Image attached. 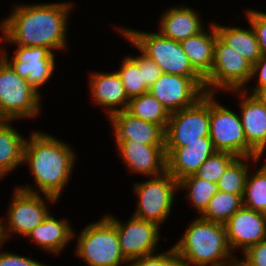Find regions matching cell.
I'll return each instance as SVG.
<instances>
[{
  "instance_id": "484cf974",
  "label": "cell",
  "mask_w": 266,
  "mask_h": 266,
  "mask_svg": "<svg viewBox=\"0 0 266 266\" xmlns=\"http://www.w3.org/2000/svg\"><path fill=\"white\" fill-rule=\"evenodd\" d=\"M126 111L141 120L159 125L164 131L170 118L168 110L150 92L131 98Z\"/></svg>"
},
{
  "instance_id": "8d00e7d4",
  "label": "cell",
  "mask_w": 266,
  "mask_h": 266,
  "mask_svg": "<svg viewBox=\"0 0 266 266\" xmlns=\"http://www.w3.org/2000/svg\"><path fill=\"white\" fill-rule=\"evenodd\" d=\"M257 74H259L257 87H254L250 94H254L260 87L266 86V54L261 55L257 62L252 65L251 79Z\"/></svg>"
},
{
  "instance_id": "8fae6325",
  "label": "cell",
  "mask_w": 266,
  "mask_h": 266,
  "mask_svg": "<svg viewBox=\"0 0 266 266\" xmlns=\"http://www.w3.org/2000/svg\"><path fill=\"white\" fill-rule=\"evenodd\" d=\"M209 93L194 105L170 113L165 129V147H184L210 135Z\"/></svg>"
},
{
  "instance_id": "30bf717a",
  "label": "cell",
  "mask_w": 266,
  "mask_h": 266,
  "mask_svg": "<svg viewBox=\"0 0 266 266\" xmlns=\"http://www.w3.org/2000/svg\"><path fill=\"white\" fill-rule=\"evenodd\" d=\"M134 184L138 208L133 216L159 226L170 214L174 194L179 191L178 181L165 171L148 181Z\"/></svg>"
},
{
  "instance_id": "7a4b0ae2",
  "label": "cell",
  "mask_w": 266,
  "mask_h": 266,
  "mask_svg": "<svg viewBox=\"0 0 266 266\" xmlns=\"http://www.w3.org/2000/svg\"><path fill=\"white\" fill-rule=\"evenodd\" d=\"M75 158L67 143L45 133L35 131L24 143L23 164H29L40 191L57 200L69 181Z\"/></svg>"
},
{
  "instance_id": "277c9868",
  "label": "cell",
  "mask_w": 266,
  "mask_h": 266,
  "mask_svg": "<svg viewBox=\"0 0 266 266\" xmlns=\"http://www.w3.org/2000/svg\"><path fill=\"white\" fill-rule=\"evenodd\" d=\"M132 45L153 60L162 73L184 77H202L191 65L180 42L164 37L161 33H145L129 28L118 29Z\"/></svg>"
},
{
  "instance_id": "74e56055",
  "label": "cell",
  "mask_w": 266,
  "mask_h": 266,
  "mask_svg": "<svg viewBox=\"0 0 266 266\" xmlns=\"http://www.w3.org/2000/svg\"><path fill=\"white\" fill-rule=\"evenodd\" d=\"M129 266H162V254H150L132 260Z\"/></svg>"
},
{
  "instance_id": "d6986e66",
  "label": "cell",
  "mask_w": 266,
  "mask_h": 266,
  "mask_svg": "<svg viewBox=\"0 0 266 266\" xmlns=\"http://www.w3.org/2000/svg\"><path fill=\"white\" fill-rule=\"evenodd\" d=\"M241 91L240 119L244 135L247 143L262 156L266 148V106L253 94L248 97L246 91Z\"/></svg>"
},
{
  "instance_id": "5bb4252c",
  "label": "cell",
  "mask_w": 266,
  "mask_h": 266,
  "mask_svg": "<svg viewBox=\"0 0 266 266\" xmlns=\"http://www.w3.org/2000/svg\"><path fill=\"white\" fill-rule=\"evenodd\" d=\"M1 56L12 66L18 76L26 81L39 93L38 88L48 81L55 69L54 53L42 46H18L11 60L4 50Z\"/></svg>"
},
{
  "instance_id": "4dcf8cb0",
  "label": "cell",
  "mask_w": 266,
  "mask_h": 266,
  "mask_svg": "<svg viewBox=\"0 0 266 266\" xmlns=\"http://www.w3.org/2000/svg\"><path fill=\"white\" fill-rule=\"evenodd\" d=\"M116 72L123 83L125 93L129 100L149 92V88L143 80L142 71L139 70L138 65L130 56L125 57L120 70Z\"/></svg>"
},
{
  "instance_id": "6da1fadb",
  "label": "cell",
  "mask_w": 266,
  "mask_h": 266,
  "mask_svg": "<svg viewBox=\"0 0 266 266\" xmlns=\"http://www.w3.org/2000/svg\"><path fill=\"white\" fill-rule=\"evenodd\" d=\"M71 6L66 2L17 5L0 24L1 40L18 46H42L51 52L66 49L65 31Z\"/></svg>"
},
{
  "instance_id": "e575fe53",
  "label": "cell",
  "mask_w": 266,
  "mask_h": 266,
  "mask_svg": "<svg viewBox=\"0 0 266 266\" xmlns=\"http://www.w3.org/2000/svg\"><path fill=\"white\" fill-rule=\"evenodd\" d=\"M242 261L237 266H266V240L250 246L245 252Z\"/></svg>"
},
{
  "instance_id": "f546056e",
  "label": "cell",
  "mask_w": 266,
  "mask_h": 266,
  "mask_svg": "<svg viewBox=\"0 0 266 266\" xmlns=\"http://www.w3.org/2000/svg\"><path fill=\"white\" fill-rule=\"evenodd\" d=\"M243 206L266 214V163L252 177L248 174Z\"/></svg>"
},
{
  "instance_id": "f1b7e54d",
  "label": "cell",
  "mask_w": 266,
  "mask_h": 266,
  "mask_svg": "<svg viewBox=\"0 0 266 266\" xmlns=\"http://www.w3.org/2000/svg\"><path fill=\"white\" fill-rule=\"evenodd\" d=\"M248 159L257 162L260 157H237L219 179L217 184L220 191L240 195L243 198L249 174V164L243 161Z\"/></svg>"
},
{
  "instance_id": "d590c367",
  "label": "cell",
  "mask_w": 266,
  "mask_h": 266,
  "mask_svg": "<svg viewBox=\"0 0 266 266\" xmlns=\"http://www.w3.org/2000/svg\"><path fill=\"white\" fill-rule=\"evenodd\" d=\"M0 266H46L33 259L17 254L2 252L0 253Z\"/></svg>"
},
{
  "instance_id": "cb8c5ba5",
  "label": "cell",
  "mask_w": 266,
  "mask_h": 266,
  "mask_svg": "<svg viewBox=\"0 0 266 266\" xmlns=\"http://www.w3.org/2000/svg\"><path fill=\"white\" fill-rule=\"evenodd\" d=\"M10 122L0 120V179L23 164L26 139L11 126Z\"/></svg>"
},
{
  "instance_id": "ab89813d",
  "label": "cell",
  "mask_w": 266,
  "mask_h": 266,
  "mask_svg": "<svg viewBox=\"0 0 266 266\" xmlns=\"http://www.w3.org/2000/svg\"><path fill=\"white\" fill-rule=\"evenodd\" d=\"M253 95L266 106V86L260 87Z\"/></svg>"
},
{
  "instance_id": "ffe728a7",
  "label": "cell",
  "mask_w": 266,
  "mask_h": 266,
  "mask_svg": "<svg viewBox=\"0 0 266 266\" xmlns=\"http://www.w3.org/2000/svg\"><path fill=\"white\" fill-rule=\"evenodd\" d=\"M90 76L91 96L95 103L108 108L106 112L109 117L116 112L126 110L129 98L117 72H94ZM118 106L120 109L117 108Z\"/></svg>"
},
{
  "instance_id": "836d02e7",
  "label": "cell",
  "mask_w": 266,
  "mask_h": 266,
  "mask_svg": "<svg viewBox=\"0 0 266 266\" xmlns=\"http://www.w3.org/2000/svg\"><path fill=\"white\" fill-rule=\"evenodd\" d=\"M247 19L255 32L262 55L266 54V13L255 10L247 11Z\"/></svg>"
},
{
  "instance_id": "2e32d148",
  "label": "cell",
  "mask_w": 266,
  "mask_h": 266,
  "mask_svg": "<svg viewBox=\"0 0 266 266\" xmlns=\"http://www.w3.org/2000/svg\"><path fill=\"white\" fill-rule=\"evenodd\" d=\"M216 150L210 137L188 143L184 147H165L166 171L177 181L195 174Z\"/></svg>"
},
{
  "instance_id": "ac0fdd59",
  "label": "cell",
  "mask_w": 266,
  "mask_h": 266,
  "mask_svg": "<svg viewBox=\"0 0 266 266\" xmlns=\"http://www.w3.org/2000/svg\"><path fill=\"white\" fill-rule=\"evenodd\" d=\"M109 118L114 128L117 147L129 139L147 145H165V131L155 123L141 120L126 110L116 112Z\"/></svg>"
},
{
  "instance_id": "d4e9b609",
  "label": "cell",
  "mask_w": 266,
  "mask_h": 266,
  "mask_svg": "<svg viewBox=\"0 0 266 266\" xmlns=\"http://www.w3.org/2000/svg\"><path fill=\"white\" fill-rule=\"evenodd\" d=\"M218 36L236 52L254 65L262 53L258 40L252 27L242 29L239 27L219 26L215 24Z\"/></svg>"
},
{
  "instance_id": "44dd1931",
  "label": "cell",
  "mask_w": 266,
  "mask_h": 266,
  "mask_svg": "<svg viewBox=\"0 0 266 266\" xmlns=\"http://www.w3.org/2000/svg\"><path fill=\"white\" fill-rule=\"evenodd\" d=\"M162 15L159 33L174 41L181 42L204 29L197 12L191 8L176 6Z\"/></svg>"
},
{
  "instance_id": "5b68a950",
  "label": "cell",
  "mask_w": 266,
  "mask_h": 266,
  "mask_svg": "<svg viewBox=\"0 0 266 266\" xmlns=\"http://www.w3.org/2000/svg\"><path fill=\"white\" fill-rule=\"evenodd\" d=\"M77 239L75 253L88 266H120L129 263L122 254L116 227L105 216L87 225Z\"/></svg>"
},
{
  "instance_id": "d6a6232c",
  "label": "cell",
  "mask_w": 266,
  "mask_h": 266,
  "mask_svg": "<svg viewBox=\"0 0 266 266\" xmlns=\"http://www.w3.org/2000/svg\"><path fill=\"white\" fill-rule=\"evenodd\" d=\"M137 65L139 70L142 71L143 80L148 88H150L156 80L161 76L162 70L160 67L145 54L138 57H130Z\"/></svg>"
},
{
  "instance_id": "9a60e30c",
  "label": "cell",
  "mask_w": 266,
  "mask_h": 266,
  "mask_svg": "<svg viewBox=\"0 0 266 266\" xmlns=\"http://www.w3.org/2000/svg\"><path fill=\"white\" fill-rule=\"evenodd\" d=\"M230 250L250 246L266 240V214L242 206L225 224Z\"/></svg>"
},
{
  "instance_id": "1f68e13d",
  "label": "cell",
  "mask_w": 266,
  "mask_h": 266,
  "mask_svg": "<svg viewBox=\"0 0 266 266\" xmlns=\"http://www.w3.org/2000/svg\"><path fill=\"white\" fill-rule=\"evenodd\" d=\"M236 158L237 156L232 153L215 151L199 167L195 175L199 178L218 183L225 170Z\"/></svg>"
},
{
  "instance_id": "e0dca14e",
  "label": "cell",
  "mask_w": 266,
  "mask_h": 266,
  "mask_svg": "<svg viewBox=\"0 0 266 266\" xmlns=\"http://www.w3.org/2000/svg\"><path fill=\"white\" fill-rule=\"evenodd\" d=\"M118 150L131 172L154 177L166 171L165 145H147L129 139Z\"/></svg>"
},
{
  "instance_id": "f35d334b",
  "label": "cell",
  "mask_w": 266,
  "mask_h": 266,
  "mask_svg": "<svg viewBox=\"0 0 266 266\" xmlns=\"http://www.w3.org/2000/svg\"><path fill=\"white\" fill-rule=\"evenodd\" d=\"M162 266H187V263L172 247L169 251L162 252Z\"/></svg>"
},
{
  "instance_id": "8992f818",
  "label": "cell",
  "mask_w": 266,
  "mask_h": 266,
  "mask_svg": "<svg viewBox=\"0 0 266 266\" xmlns=\"http://www.w3.org/2000/svg\"><path fill=\"white\" fill-rule=\"evenodd\" d=\"M40 100V94L0 55V120L36 116Z\"/></svg>"
},
{
  "instance_id": "3957f363",
  "label": "cell",
  "mask_w": 266,
  "mask_h": 266,
  "mask_svg": "<svg viewBox=\"0 0 266 266\" xmlns=\"http://www.w3.org/2000/svg\"><path fill=\"white\" fill-rule=\"evenodd\" d=\"M193 221L173 246L187 266H237L238 260L228 246L225 226L201 217Z\"/></svg>"
},
{
  "instance_id": "7402d4cb",
  "label": "cell",
  "mask_w": 266,
  "mask_h": 266,
  "mask_svg": "<svg viewBox=\"0 0 266 266\" xmlns=\"http://www.w3.org/2000/svg\"><path fill=\"white\" fill-rule=\"evenodd\" d=\"M211 24L210 32H204L203 30L180 42L191 65L204 79L210 74L212 69L214 46L218 36L215 23Z\"/></svg>"
},
{
  "instance_id": "83f0119b",
  "label": "cell",
  "mask_w": 266,
  "mask_h": 266,
  "mask_svg": "<svg viewBox=\"0 0 266 266\" xmlns=\"http://www.w3.org/2000/svg\"><path fill=\"white\" fill-rule=\"evenodd\" d=\"M178 189H187L193 207L203 213L208 207L210 200L216 194L218 184L199 178L195 174L188 175L178 181Z\"/></svg>"
},
{
  "instance_id": "603a6c76",
  "label": "cell",
  "mask_w": 266,
  "mask_h": 266,
  "mask_svg": "<svg viewBox=\"0 0 266 266\" xmlns=\"http://www.w3.org/2000/svg\"><path fill=\"white\" fill-rule=\"evenodd\" d=\"M67 220H56L48 214L44 221L37 225L26 237H30L45 250L59 254L74 236Z\"/></svg>"
},
{
  "instance_id": "4316f807",
  "label": "cell",
  "mask_w": 266,
  "mask_h": 266,
  "mask_svg": "<svg viewBox=\"0 0 266 266\" xmlns=\"http://www.w3.org/2000/svg\"><path fill=\"white\" fill-rule=\"evenodd\" d=\"M242 206L240 195L218 190L200 217L224 225Z\"/></svg>"
},
{
  "instance_id": "9c48e42d",
  "label": "cell",
  "mask_w": 266,
  "mask_h": 266,
  "mask_svg": "<svg viewBox=\"0 0 266 266\" xmlns=\"http://www.w3.org/2000/svg\"><path fill=\"white\" fill-rule=\"evenodd\" d=\"M251 72L252 64L217 36L212 69L205 78V93L215 94L217 88L240 91L251 80Z\"/></svg>"
},
{
  "instance_id": "7c38bea8",
  "label": "cell",
  "mask_w": 266,
  "mask_h": 266,
  "mask_svg": "<svg viewBox=\"0 0 266 266\" xmlns=\"http://www.w3.org/2000/svg\"><path fill=\"white\" fill-rule=\"evenodd\" d=\"M149 92L173 113L194 105L204 96L205 79L162 73Z\"/></svg>"
},
{
  "instance_id": "4fadbf2b",
  "label": "cell",
  "mask_w": 266,
  "mask_h": 266,
  "mask_svg": "<svg viewBox=\"0 0 266 266\" xmlns=\"http://www.w3.org/2000/svg\"><path fill=\"white\" fill-rule=\"evenodd\" d=\"M105 217L116 227L122 254L129 262L155 253L160 235V226L156 223L133 215L125 224L113 216L105 215Z\"/></svg>"
},
{
  "instance_id": "52a82bcc",
  "label": "cell",
  "mask_w": 266,
  "mask_h": 266,
  "mask_svg": "<svg viewBox=\"0 0 266 266\" xmlns=\"http://www.w3.org/2000/svg\"><path fill=\"white\" fill-rule=\"evenodd\" d=\"M45 199L33 188L17 187L8 210L7 226L0 220V241L5 242L12 237L11 232L27 236L48 216L46 199L55 202L57 199L45 195ZM8 227V228H7ZM8 230V231H7Z\"/></svg>"
},
{
  "instance_id": "ba28073f",
  "label": "cell",
  "mask_w": 266,
  "mask_h": 266,
  "mask_svg": "<svg viewBox=\"0 0 266 266\" xmlns=\"http://www.w3.org/2000/svg\"><path fill=\"white\" fill-rule=\"evenodd\" d=\"M209 93L210 139L216 151L229 152L237 157H261L248 143L240 116L214 101Z\"/></svg>"
}]
</instances>
